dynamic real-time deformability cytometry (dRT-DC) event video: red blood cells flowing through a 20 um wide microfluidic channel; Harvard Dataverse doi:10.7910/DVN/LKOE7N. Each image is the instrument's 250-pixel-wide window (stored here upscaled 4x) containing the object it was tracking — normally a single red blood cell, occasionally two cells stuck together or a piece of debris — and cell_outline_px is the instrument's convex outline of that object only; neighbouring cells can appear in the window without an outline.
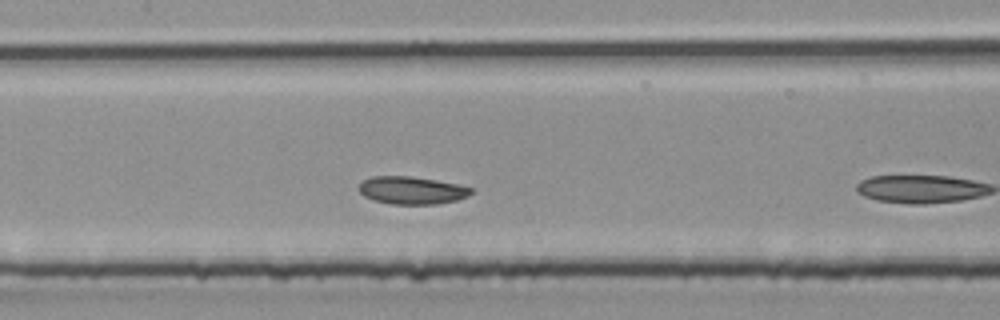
{"species": "common noctule bat (a hibernating species)", "species_latin": "Nyctalus noctula", "temperature_condition": "room temperature", "stored_images_in_passage": 8, "camera_frame_rate_fps": 3000, "um_per_image_px": 0.085, "animal": {"sex": "male", "body_mass_g": 20.4}, "frame": {"image": 1, "passage_image": 7, "time_ms": 2.0, "image_size_px": [1000, 320], "cell_outline_px": [[472, 192], [468, 196], [456, 200], [436, 204], [392, 204], [376, 200], [364, 196], [360, 192], [360, 184], [364, 180], [372, 176], [408, 176], [436, 180], [460, 184], [472, 188]], "centroid_in_image_um": [35.03, 16.17], "position_along_channel_um": 172.4, "area_um2": 17.92}}